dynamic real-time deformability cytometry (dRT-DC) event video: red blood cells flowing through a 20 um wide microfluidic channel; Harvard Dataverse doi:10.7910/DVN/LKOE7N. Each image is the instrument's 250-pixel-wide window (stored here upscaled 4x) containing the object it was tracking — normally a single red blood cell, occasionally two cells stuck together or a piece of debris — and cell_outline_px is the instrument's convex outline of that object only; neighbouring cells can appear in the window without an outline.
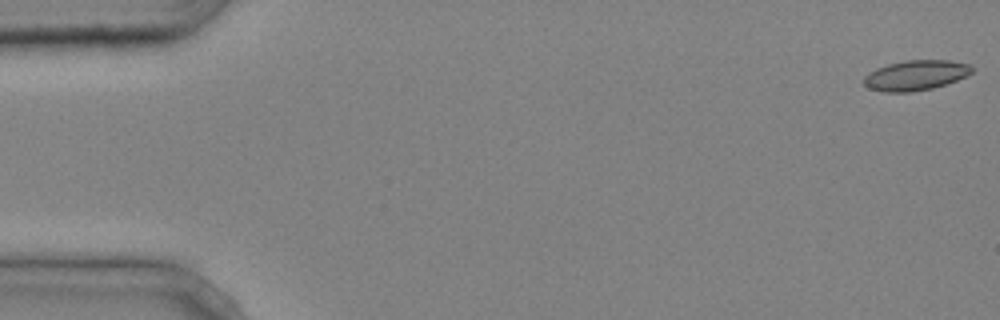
{"species": "common noctule bat (a hibernating species)", "species_latin": "Nyctalus noctula", "temperature_condition": "cold", "stored_images_in_passage": 5, "camera_frame_rate_fps": 3000, "um_per_image_px": 0.085, "animal": {"sex": "male", "body_mass_g": 20.4}, "frame": {"image": 1, "passage_image": 1, "time_ms": 0.0, "image_size_px": [1000, 320], "cell_outline_px": [[972, 72], [968, 76], [932, 88], [912, 92], [884, 92], [868, 88], [864, 84], [864, 76], [868, 72], [876, 68], [888, 64], [904, 60], [948, 60], [972, 64]], "centroid_in_image_um": [77.83, 6.39], "position_along_channel_um": 7.2, "area_um2": 19.07}}
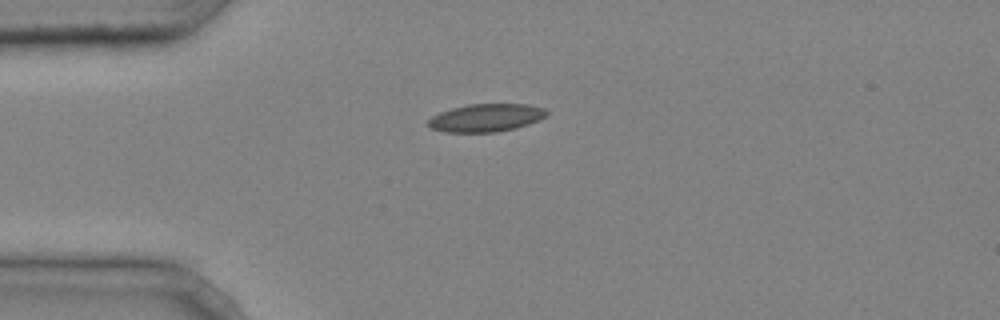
{"frame": {"image": 2, "passage_image": 4, "time_ms": 1.0, "image_size_px": [1000, 320], "cell_outline_px": [[548, 116], [540, 120], [516, 128], [496, 132], [444, 132], [428, 128], [428, 120], [432, 116], [440, 112], [452, 108], [468, 104], [528, 104], [544, 108], [548, 112]], "centroid_in_image_um": [41.32, 10.01], "position_along_channel_um": 43.7, "area_um2": 19.42}}